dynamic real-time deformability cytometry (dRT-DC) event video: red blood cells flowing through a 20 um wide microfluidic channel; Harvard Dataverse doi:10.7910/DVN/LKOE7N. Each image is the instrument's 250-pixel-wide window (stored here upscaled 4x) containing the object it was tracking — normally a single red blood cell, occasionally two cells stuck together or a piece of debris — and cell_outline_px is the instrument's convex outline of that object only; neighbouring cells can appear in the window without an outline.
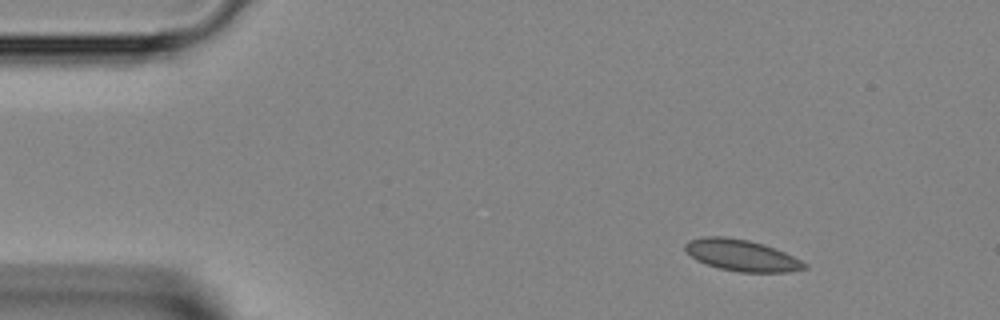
{"species": "Egyptian fruit bat (a non-hibernating species)", "species_latin": "Rousettus aegyptiacus", "temperature_condition": "room temperature", "stored_images_in_passage": 44, "camera_frame_rate_fps": 3000, "um_per_image_px": 0.085, "animal": {"sex": "female"}, "frame": {"image": 1, "passage_image": 5, "time_ms": 1.333, "image_size_px": [1000, 320], "cell_outline_px": [[808, 268], [788, 272], [740, 272], [720, 268], [696, 260], [684, 248], [684, 244], [688, 240], [704, 236], [724, 236], [748, 240], [764, 244], [784, 252], [808, 264]], "centroid_in_image_um": [63.04, 21.69], "position_along_channel_um": 22.0, "area_um2": 21.73}}
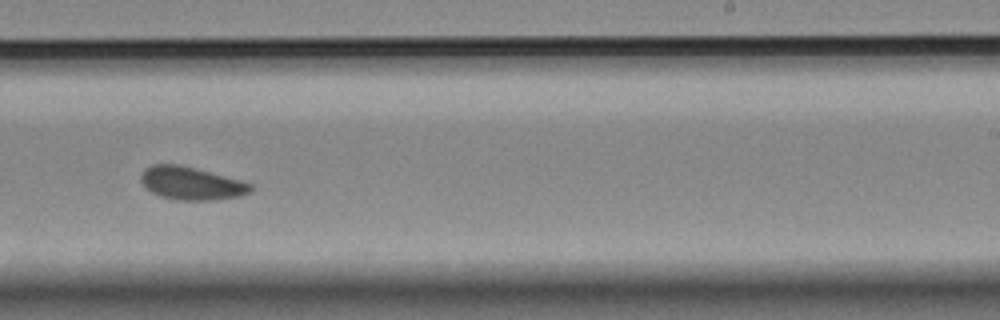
{"frame": {"image": 2, "passage_image": 27, "time_ms": 8.667, "image_size_px": [1000, 320], "cell_outline_px": [[256, 188], [252, 192], [240, 196], [212, 200], [180, 200], [160, 196], [152, 192], [140, 180], [140, 176], [144, 168], [152, 164], [180, 164], [196, 168], [240, 180], [252, 184]], "centroid_in_image_um": [16.29, 15.57], "position_along_channel_um": 272.7, "area_um2": 21.15}}
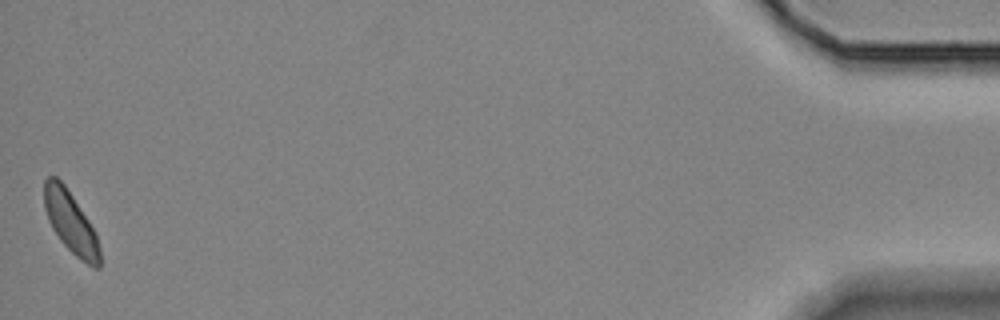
{"frame": {"image": 3, "passage_image": 44, "time_ms": 14.333, "image_size_px": [1000, 320], "cell_outline_px": [[100, 268], [92, 268], [76, 256], [60, 240], [52, 228], [48, 220], [44, 208], [44, 180], [48, 176], [56, 176], [64, 184], [96, 232], [100, 248]], "centroid_in_image_um": [6.0, 18.91], "position_along_channel_um": 429.2, "area_um2": 19.88}}